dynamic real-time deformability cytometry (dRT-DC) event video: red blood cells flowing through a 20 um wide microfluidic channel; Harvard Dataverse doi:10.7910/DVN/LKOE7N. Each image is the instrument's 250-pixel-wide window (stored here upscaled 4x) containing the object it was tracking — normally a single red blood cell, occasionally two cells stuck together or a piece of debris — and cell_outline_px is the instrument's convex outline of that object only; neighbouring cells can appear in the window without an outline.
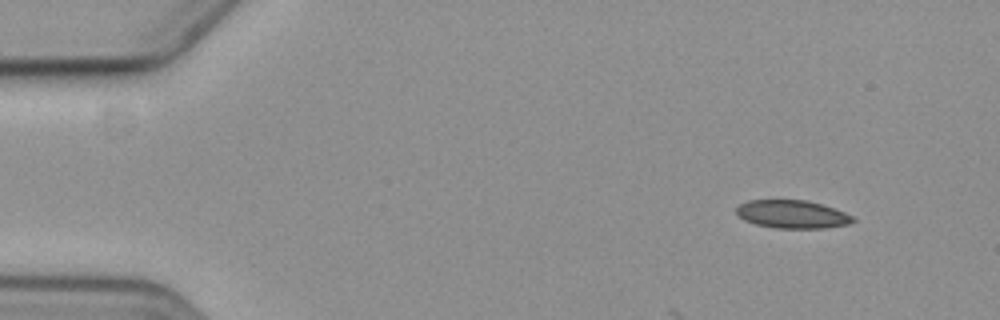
{"species": "common noctule bat (a hibernating species)", "species_latin": "Nyctalus noctula", "temperature_condition": "cold", "stored_images_in_passage": 5, "segment_of_instrument_passage": [1, 2], "camera_frame_rate_fps": 3000, "um_per_image_px": 0.085, "animal": {"sex": "female", "body_mass_g": 19.3, "forearm_length_mm": 54.1}, "frame": {"image": 1, "passage_image": 1, "time_ms": 0.0, "image_size_px": [1000, 320], "cell_outline_px": [[856, 220], [848, 224], [824, 228], [776, 228], [756, 224], [744, 220], [736, 212], [736, 208], [740, 204], [748, 200], [804, 200], [820, 204], [844, 212], [852, 216]], "centroid_in_image_um": [67.32, 18.21], "position_along_channel_um": 17.7, "area_um2": 18.84}}
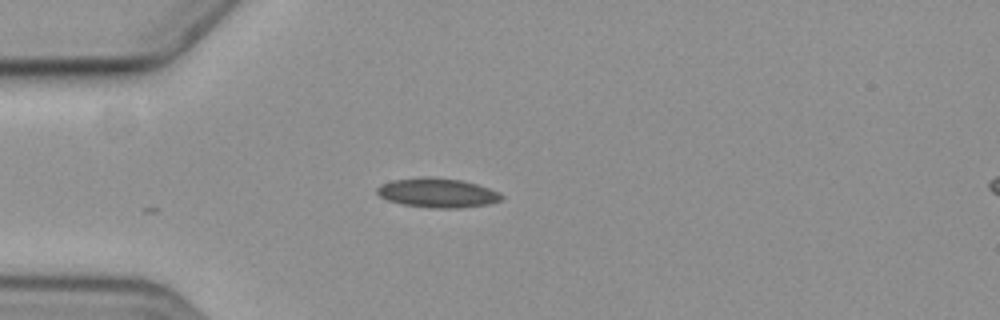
{"frame": {"image": 2, "passage_image": 4, "time_ms": 3.333, "image_size_px": [1000, 320], "cell_outline_px": [[504, 196], [500, 200], [488, 204], [460, 208], [432, 208], [404, 204], [388, 200], [380, 196], [376, 192], [376, 188], [380, 184], [392, 180], [420, 176], [432, 176], [460, 180], [476, 184], [500, 192]], "centroid_in_image_um": [37.16, 16.38], "position_along_channel_um": 47.8, "area_um2": 21.39}}